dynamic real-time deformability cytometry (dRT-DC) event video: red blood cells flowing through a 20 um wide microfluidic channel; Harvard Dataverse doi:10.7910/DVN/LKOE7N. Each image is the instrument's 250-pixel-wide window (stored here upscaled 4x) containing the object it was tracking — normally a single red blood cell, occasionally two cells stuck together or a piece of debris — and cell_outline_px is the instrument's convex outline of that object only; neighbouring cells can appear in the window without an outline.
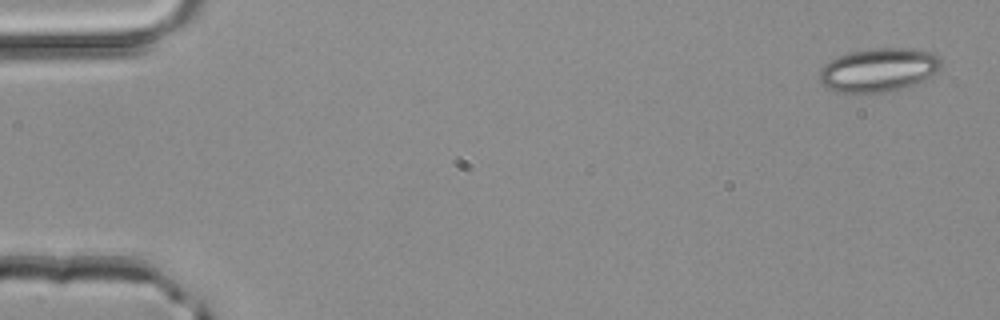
{"species": "common noctule bat (a hibernating species)", "species_latin": "Nyctalus noctula", "temperature_condition": "room temperature", "stored_images_in_passage": 5, "camera_frame_rate_fps": 3000, "um_per_image_px": 0.085, "animal": {"sex": "male", "body_mass_g": 20.4}, "frame": {"image": 1, "passage_image": 1, "time_ms": 0.0, "image_size_px": [1000, 320], "cell_outline_px": [[940, 68], [936, 72], [924, 80], [900, 88], [880, 92], [836, 92], [828, 88], [820, 80], [820, 72], [824, 64], [848, 52], [872, 48], [912, 48], [936, 52], [940, 56]], "centroid_in_image_um": [74.72, 5.91], "position_along_channel_um": 10.3, "area_um2": 30.69}}
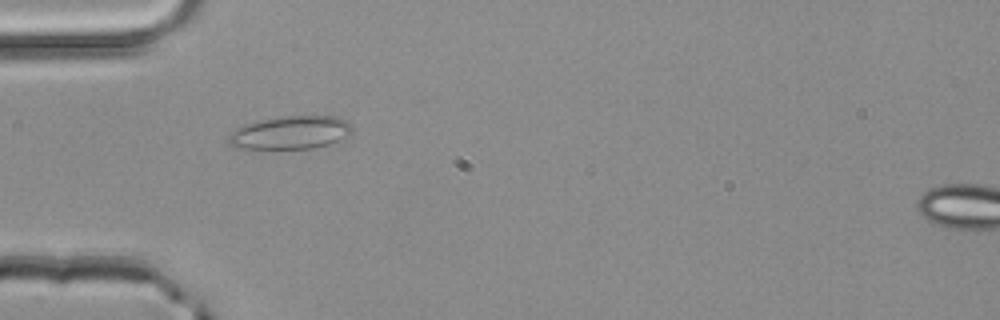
{"frame": {"image": 2, "passage_image": 4, "time_ms": 1.0, "image_size_px": [1000, 320], "cell_outline_px": [[352, 132], [328, 144], [312, 148], [232, 148], [228, 144], [228, 136], [236, 128], [248, 124], [264, 120], [288, 116], [336, 116], [352, 124]], "centroid_in_image_um": [24.67, 11.27], "position_along_channel_um": 60.3, "area_um2": 23.35}}
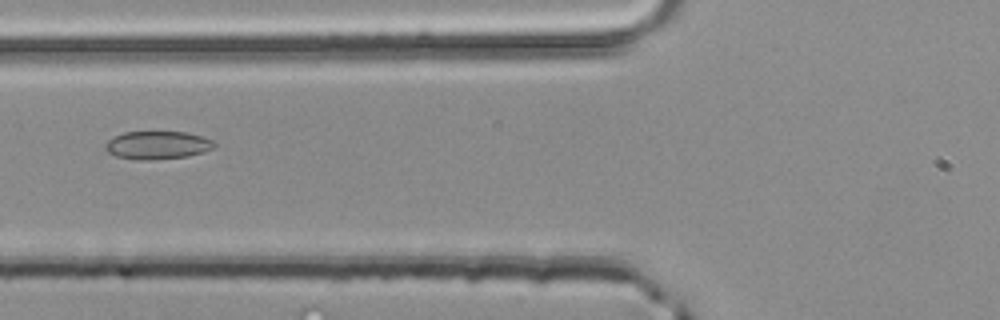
{"frame": {"image": 3, "passage_image": 5, "time_ms": 1.333, "image_size_px": [1000, 320], "cell_outline_px": [[216, 144], [212, 148], [204, 152], [188, 156], [152, 160], [136, 160], [116, 156], [108, 152], [104, 148], [104, 144], [108, 140], [124, 132], [184, 132], [204, 136], [212, 140]], "centroid_in_image_um": [13.38, 12.34], "position_along_channel_um": 112.4, "area_um2": 17.86}}